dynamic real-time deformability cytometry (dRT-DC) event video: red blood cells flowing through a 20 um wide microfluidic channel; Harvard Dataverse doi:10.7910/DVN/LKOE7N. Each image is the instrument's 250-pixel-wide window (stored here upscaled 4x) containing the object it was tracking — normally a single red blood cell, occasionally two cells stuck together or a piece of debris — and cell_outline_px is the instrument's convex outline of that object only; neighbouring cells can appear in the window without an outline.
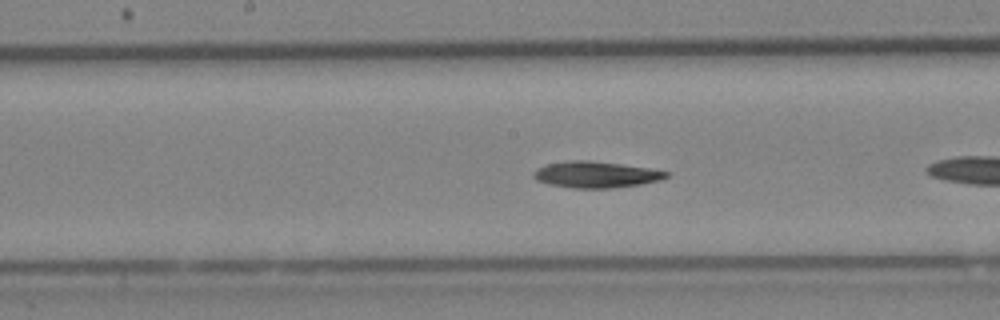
{"species": "Egyptian fruit bat (a non-hibernating species)", "species_latin": "Rousettus aegyptiacus", "temperature_condition": "cold", "stored_images_in_passage": 34, "camera_frame_rate_fps": 3000, "um_per_image_px": 0.085, "animal": {"sex": "female"}, "frame": {"image": 1, "passage_image": 10, "time_ms": 3.0, "image_size_px": [1000, 320], "cell_outline_px": [[668, 176], [660, 180], [640, 184], [612, 188], [572, 188], [548, 184], [536, 180], [532, 176], [532, 172], [536, 168], [548, 164], [568, 160], [588, 160], [620, 164], [648, 168], [668, 172]], "centroid_in_image_um": [50.59, 14.84], "position_along_channel_um": 197.6, "area_um2": 20.29}, "authors_computed_cell_mechanics": {"area_um2": 19.6231, "velocity_mm_per_s": 4.2407, "shape_relaxation_time_tau1_ms": 5.3263, "shape_relaxation_time_tau2_ms": null, "deformation_change_tau1": 0.1273, "deformation_change_tau2": null}}